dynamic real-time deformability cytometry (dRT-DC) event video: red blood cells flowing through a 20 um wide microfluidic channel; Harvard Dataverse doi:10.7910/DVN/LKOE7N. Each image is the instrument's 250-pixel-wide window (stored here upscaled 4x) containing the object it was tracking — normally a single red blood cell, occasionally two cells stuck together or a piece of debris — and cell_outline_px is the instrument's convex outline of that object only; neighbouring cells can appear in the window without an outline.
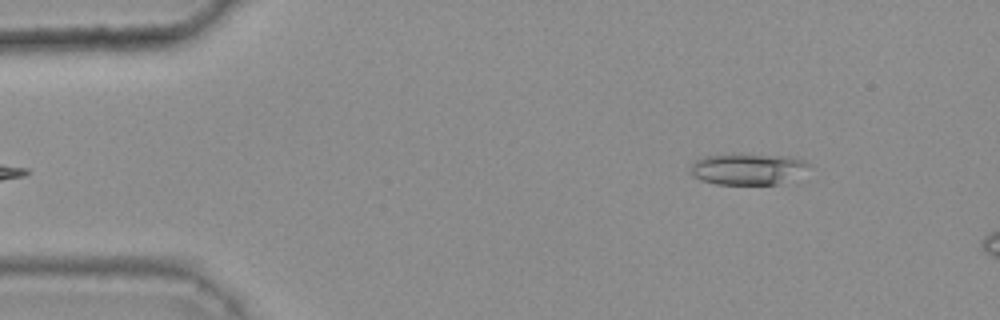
{"species": "common noctule bat (a hibernating species)", "species_latin": "Nyctalus noctula", "temperature_condition": "warm", "stored_images_in_passage": 12, "camera_frame_rate_fps": 3000, "um_per_image_px": 0.085, "animal": {"sex": "female", "body_mass_g": 25.1}, "frame": {"image": 1, "passage_image": 6, "time_ms": 1.667, "image_size_px": [1000, 320], "cell_outline_px": [[808, 164], [776, 184], [716, 184], [700, 180], [692, 176], [688, 172], [692, 164], [696, 160], [704, 156], [788, 156], [804, 160]], "centroid_in_image_um": [63.34, 14.38], "position_along_channel_um": 21.7, "area_um2": 20.06}}